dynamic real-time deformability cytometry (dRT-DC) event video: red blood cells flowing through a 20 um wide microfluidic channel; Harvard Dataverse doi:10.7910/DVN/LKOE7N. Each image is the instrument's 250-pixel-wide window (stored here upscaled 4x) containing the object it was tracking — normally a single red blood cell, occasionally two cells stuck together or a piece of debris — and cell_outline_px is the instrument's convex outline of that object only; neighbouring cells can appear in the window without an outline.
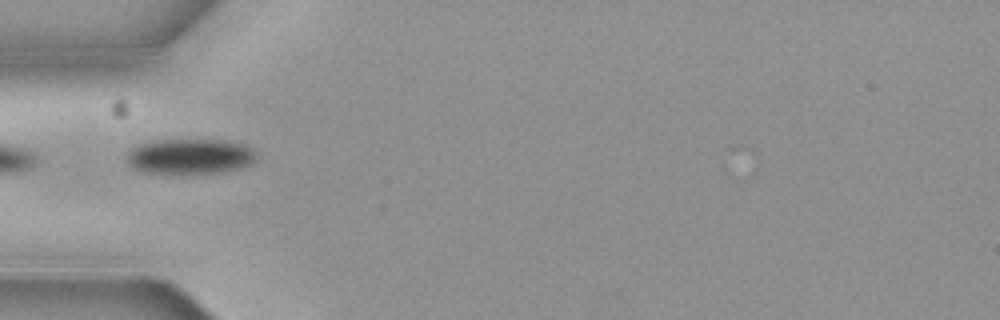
{"species": "common noctule bat (a hibernating species)", "species_latin": "Nyctalus noctula", "temperature_condition": "cold", "stored_images_in_passage": 3, "camera_frame_rate_fps": 3000, "um_per_image_px": 0.085, "animal": {"sex": "female", "body_mass_g": 19.3, "forearm_length_mm": 54.1}, "frame": {"image": 1, "passage_image": 1, "time_ms": 0.0, "image_size_px": [1000, 320], "cell_outline_px": [[256, 160], [252, 164], [240, 168], [224, 172], [184, 176], [180, 176], [144, 172], [132, 168], [128, 164], [128, 152], [132, 148], [140, 144], [152, 140], [228, 140], [244, 144], [252, 148], [256, 152]], "centroid_in_image_um": [16.17, 13.33], "position_along_channel_um": 68.8, "area_um2": 27.74}}
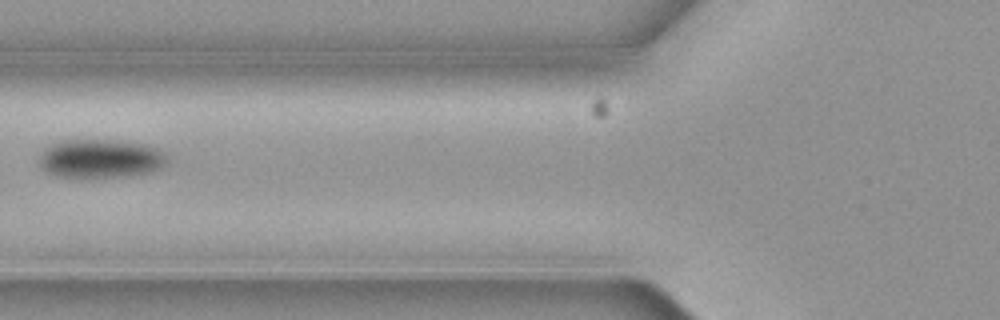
{"frame": {"image": 2, "passage_image": 2, "time_ms": 0.333, "image_size_px": [1000, 320], "cell_outline_px": [[168, 160], [160, 168], [152, 172], [116, 176], [60, 176], [48, 172], [36, 160], [40, 152], [44, 148], [52, 144], [68, 140], [108, 140], [148, 144], [164, 152], [168, 156]], "centroid_in_image_um": [8.55, 13.45], "position_along_channel_um": 117.2, "area_um2": 28.5}}